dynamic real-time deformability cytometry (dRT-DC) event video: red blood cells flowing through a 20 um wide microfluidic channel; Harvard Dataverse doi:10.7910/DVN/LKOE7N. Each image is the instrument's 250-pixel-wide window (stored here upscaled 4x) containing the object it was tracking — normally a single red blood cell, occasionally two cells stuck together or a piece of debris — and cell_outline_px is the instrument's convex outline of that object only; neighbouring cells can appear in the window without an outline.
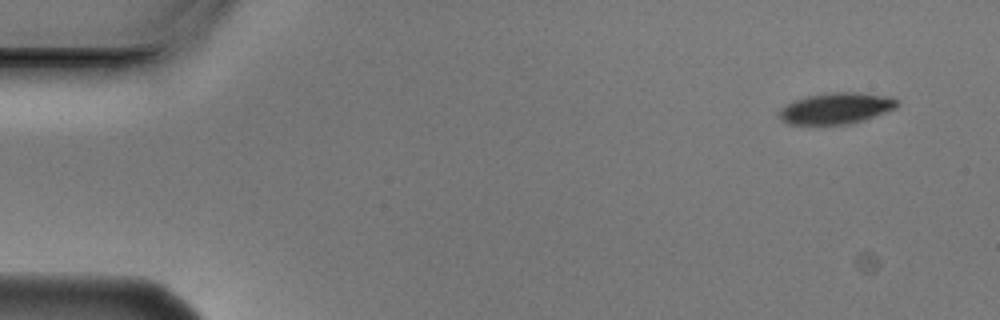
{"species": "Egyptian fruit bat (a non-hibernating species)", "species_latin": "Rousettus aegyptiacus", "temperature_condition": "cold", "stored_images_in_passage": 9, "camera_frame_rate_fps": 3000, "um_per_image_px": 0.085, "animal": {"sex": "male"}, "frame": {"image": 1, "passage_image": 1, "time_ms": 0.0, "image_size_px": [1000, 320], "cell_outline_px": [[900, 104], [896, 108], [864, 120], [848, 124], [788, 124], [780, 120], [780, 108], [796, 100], [808, 96], [824, 92], [856, 92], [892, 96]], "centroid_in_image_um": [71.1, 9.2], "position_along_channel_um": 13.9, "area_um2": 21.44}}
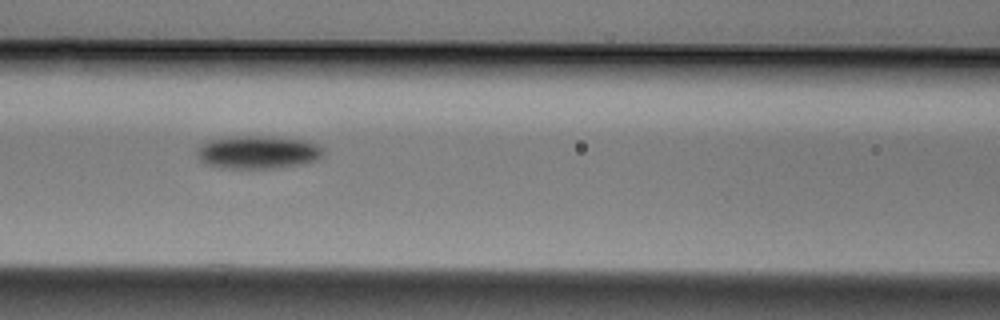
{"frame": {"image": 2, "passage_image": 6, "time_ms": 1.667, "image_size_px": [1000, 320], "cell_outline_px": [[324, 156], [316, 160], [304, 164], [276, 168], [220, 168], [204, 164], [200, 160], [196, 152], [196, 148], [208, 140], [236, 136], [272, 136], [304, 140], [316, 144], [324, 148]], "centroid_in_image_um": [21.93, 12.94], "position_along_channel_um": 144.7, "area_um2": 24.68}}
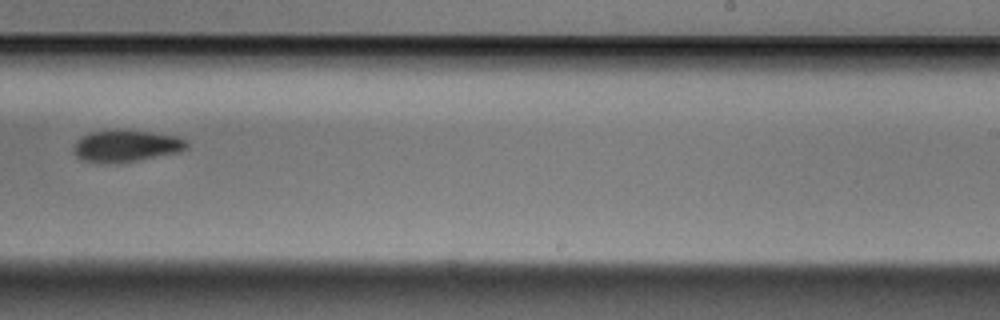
{"frame": {"image": 3, "passage_image": 9, "time_ms": 2.667, "image_size_px": [1000, 320], "cell_outline_px": [[188, 148], [180, 152], [120, 164], [100, 164], [84, 160], [76, 156], [72, 148], [80, 136], [88, 132], [152, 132], [176, 136], [184, 140], [188, 144]], "centroid_in_image_um": [10.7, 12.46], "position_along_channel_um": 278.3, "area_um2": 20.81}}